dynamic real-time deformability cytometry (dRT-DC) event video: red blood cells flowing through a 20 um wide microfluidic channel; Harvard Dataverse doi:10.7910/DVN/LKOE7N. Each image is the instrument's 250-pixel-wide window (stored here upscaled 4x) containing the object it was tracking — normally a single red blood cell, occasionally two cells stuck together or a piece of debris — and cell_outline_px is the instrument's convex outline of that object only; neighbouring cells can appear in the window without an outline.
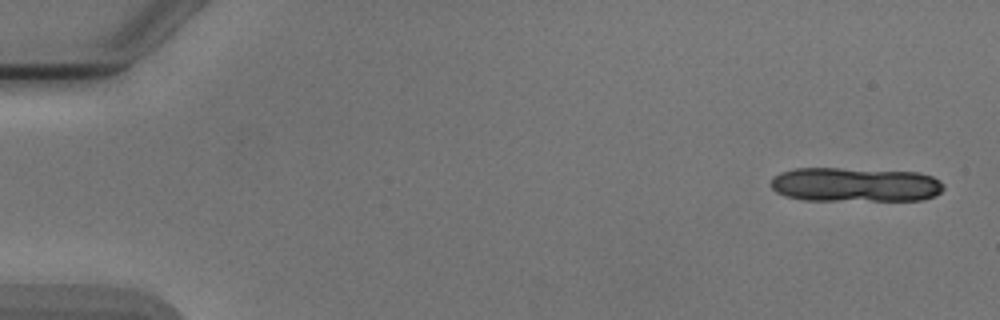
{"species": "Egyptian fruit bat (a non-hibernating species)", "species_latin": "Rousettus aegyptiacus", "temperature_condition": "cold", "stored_images_in_passage": 4, "camera_frame_rate_fps": 3000, "um_per_image_px": 0.085, "animal": {"sex": "male"}, "frame": {"image": 1, "passage_image": 4, "time_ms": 3.667, "image_size_px": [1000, 320], "cell_outline_px": [[944, 188], [936, 196], [920, 200], [804, 200], [784, 196], [776, 192], [772, 188], [772, 176], [780, 172], [796, 168], [840, 168], [920, 172], [932, 176], [940, 180], [944, 184]], "centroid_in_image_um": [72.7, 15.69], "position_along_channel_um": 12.3, "area_um2": 34.91}}